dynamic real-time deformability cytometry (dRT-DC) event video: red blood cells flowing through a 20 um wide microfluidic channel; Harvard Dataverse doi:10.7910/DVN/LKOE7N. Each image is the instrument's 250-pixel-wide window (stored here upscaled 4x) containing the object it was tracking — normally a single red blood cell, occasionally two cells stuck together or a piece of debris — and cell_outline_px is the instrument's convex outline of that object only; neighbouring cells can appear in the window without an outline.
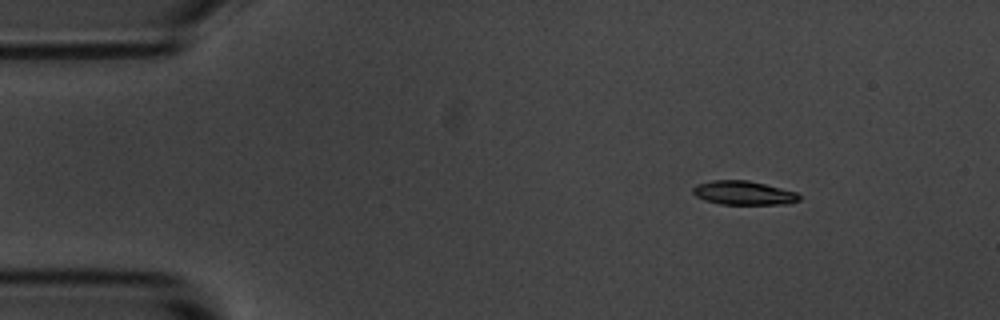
{"species": "common noctule bat (a hibernating species)", "species_latin": "Nyctalus noctula", "temperature_condition": "room temperature", "stored_images_in_passage": 4, "camera_frame_rate_fps": 3000, "um_per_image_px": 0.085, "animal": {"sex": "male", "body_mass_g": 20.1, "forearm_length_mm": 53.5}, "frame": {"image": 1, "passage_image": 1, "time_ms": 0.0, "image_size_px": [1000, 320], "cell_outline_px": [[800, 200], [788, 204], [720, 204], [704, 200], [696, 196], [692, 192], [692, 188], [696, 184], [712, 180], [748, 180], [796, 192], [800, 196]], "centroid_in_image_um": [63.17, 16.4], "position_along_channel_um": 21.8, "area_um2": 14.8}}
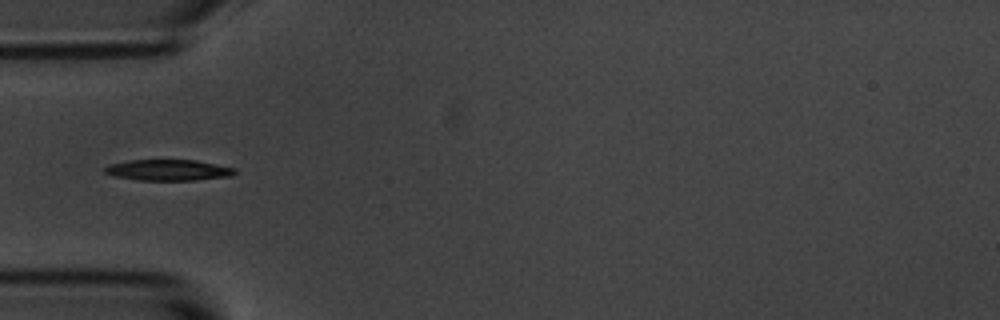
{"frame": {"image": 2, "passage_image": 4, "time_ms": 3.333, "image_size_px": [1000, 320], "cell_outline_px": [[236, 172], [232, 176], [196, 180], [140, 180], [112, 176], [104, 172], [104, 168], [108, 164], [132, 160], [196, 160], [236, 168]], "centroid_in_image_um": [14.31, 14.46], "position_along_channel_um": 70.7, "area_um2": 15.95}}